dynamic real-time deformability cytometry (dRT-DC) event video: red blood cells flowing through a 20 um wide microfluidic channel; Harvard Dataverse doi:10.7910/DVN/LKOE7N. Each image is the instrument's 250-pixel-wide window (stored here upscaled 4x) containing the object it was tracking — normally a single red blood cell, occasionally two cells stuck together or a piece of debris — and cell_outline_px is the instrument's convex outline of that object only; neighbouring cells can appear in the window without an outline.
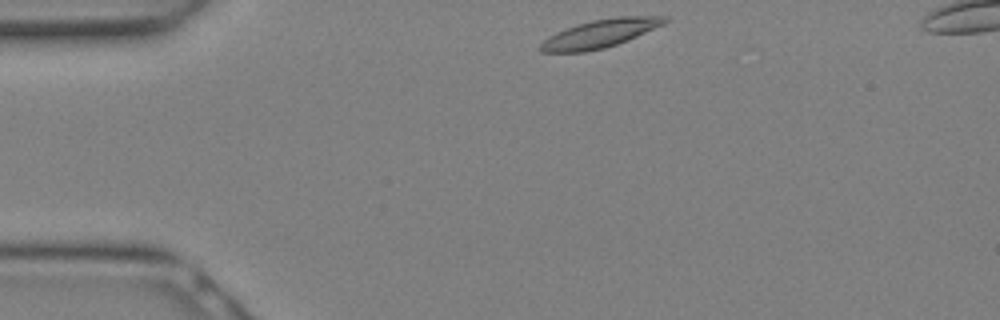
{"species": "Egyptian fruit bat (a non-hibernating species)", "species_latin": "Rousettus aegyptiacus", "temperature_condition": "warm", "stored_images_in_passage": 13, "camera_frame_rate_fps": 3000, "um_per_image_px": 0.085, "animal": {"sex": "female"}, "frame": {"image": 1, "passage_image": 1, "time_ms": 0.0, "image_size_px": [1000, 320], "cell_outline_px": [[668, 20], [664, 24], [628, 40], [604, 48], [584, 52], [540, 52], [540, 44], [548, 36], [556, 32], [592, 20], [616, 16], [668, 16]], "centroid_in_image_um": [51.02, 2.85], "position_along_channel_um": 34.0, "area_um2": 20.17}}
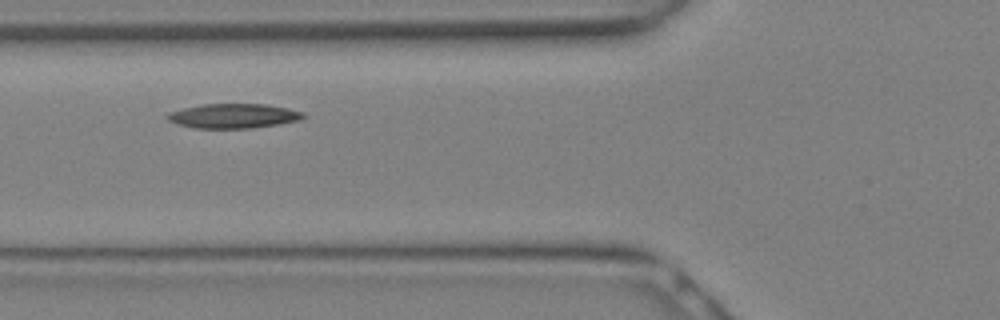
{"frame": {"image": 2, "passage_image": 6, "time_ms": 1.667, "image_size_px": [1000, 320], "cell_outline_px": [[308, 116], [300, 120], [252, 128], [192, 128], [176, 124], [168, 120], [164, 116], [168, 112], [200, 104], [268, 104], [288, 108], [304, 112]], "centroid_in_image_um": [19.83, 9.85], "position_along_channel_um": 106.0, "area_um2": 19.65}}
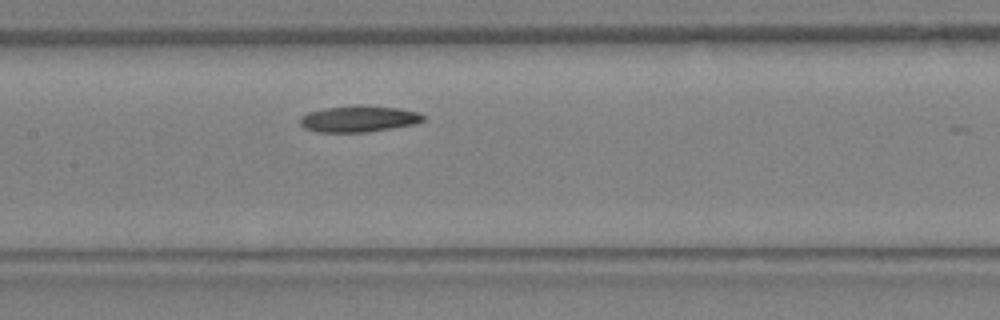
{"frame": {"image": 3, "passage_image": 9, "time_ms": 2.667, "image_size_px": [1000, 320], "cell_outline_px": [[424, 120], [416, 124], [368, 132], [316, 132], [304, 128], [300, 124], [300, 116], [308, 112], [328, 108], [356, 104], [364, 104], [400, 108], [420, 112], [424, 116]], "centroid_in_image_um": [30.52, 10.09], "position_along_channel_um": 176.9, "area_um2": 19.25}}